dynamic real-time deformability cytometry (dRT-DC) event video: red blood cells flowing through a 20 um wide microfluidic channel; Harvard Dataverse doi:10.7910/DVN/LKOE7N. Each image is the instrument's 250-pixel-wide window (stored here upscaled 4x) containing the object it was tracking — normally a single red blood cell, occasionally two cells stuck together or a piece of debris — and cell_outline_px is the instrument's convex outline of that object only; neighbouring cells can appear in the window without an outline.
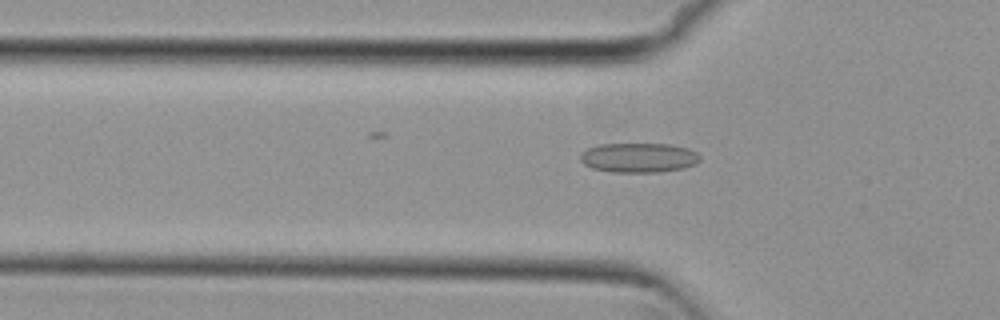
{"species": "common noctule bat (a hibernating species)", "species_latin": "Nyctalus noctula", "temperature_condition": "cold", "stored_images_in_passage": 54, "camera_frame_rate_fps": 3000, "um_per_image_px": 0.085, "animal": {"sex": "female", "body_mass_g": 29.2, "forearm_length_mm": 56.3}, "frame": {"image": 1, "passage_image": 18, "time_ms": 5.667, "image_size_px": [1000, 320], "cell_outline_px": [[700, 160], [684, 168], [660, 172], [612, 172], [592, 168], [584, 164], [580, 160], [580, 152], [588, 148], [600, 144], [668, 144], [688, 148], [696, 152], [700, 156]], "centroid_in_image_um": [54.26, 13.4], "position_along_channel_um": 71.5, "area_um2": 20.63}}
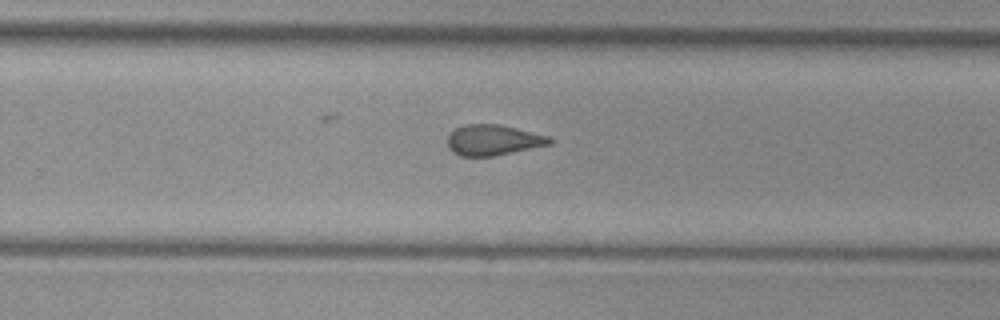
{"frame": {"image": 2, "passage_image": 35, "time_ms": 11.333, "image_size_px": [1000, 320], "cell_outline_px": [[552, 144], [496, 156], [460, 156], [452, 152], [448, 148], [448, 136], [456, 128], [464, 124], [500, 124], [548, 136], [552, 140]], "centroid_in_image_um": [41.91, 11.91], "position_along_channel_um": 287.9, "area_um2": 18.26}}
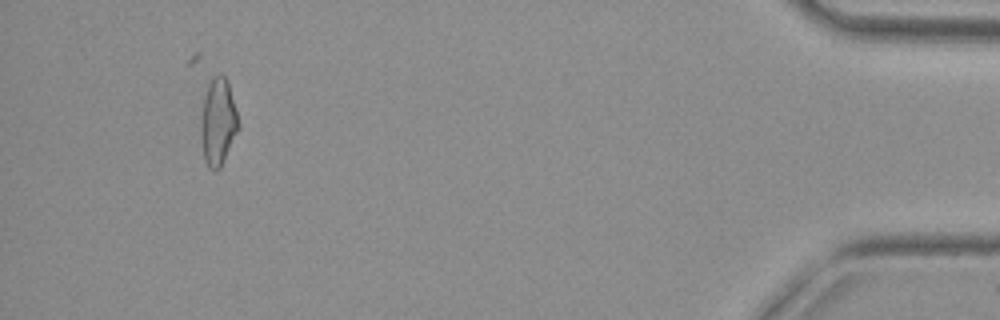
{"frame": {"image": 3, "passage_image": 51, "time_ms": 16.667, "image_size_px": [1000, 320], "cell_outline_px": [[240, 124], [220, 168], [208, 168], [204, 160], [200, 136], [200, 120], [204, 96], [208, 84], [212, 76], [224, 76], [228, 80]], "centroid_in_image_um": [18.51, 10.34], "position_along_channel_um": 416.7, "area_um2": 18.96}, "authors_computed_cell_mechanics": {"area_um2": 19.1318, "velocity_mm_per_s": 3.8112, "shape_relaxation_time_tau1_ms": null, "shape_relaxation_time_tau2_ms": 1.8326, "deformation_change_tau1": null, "deformation_change_tau2": 0.1003}}